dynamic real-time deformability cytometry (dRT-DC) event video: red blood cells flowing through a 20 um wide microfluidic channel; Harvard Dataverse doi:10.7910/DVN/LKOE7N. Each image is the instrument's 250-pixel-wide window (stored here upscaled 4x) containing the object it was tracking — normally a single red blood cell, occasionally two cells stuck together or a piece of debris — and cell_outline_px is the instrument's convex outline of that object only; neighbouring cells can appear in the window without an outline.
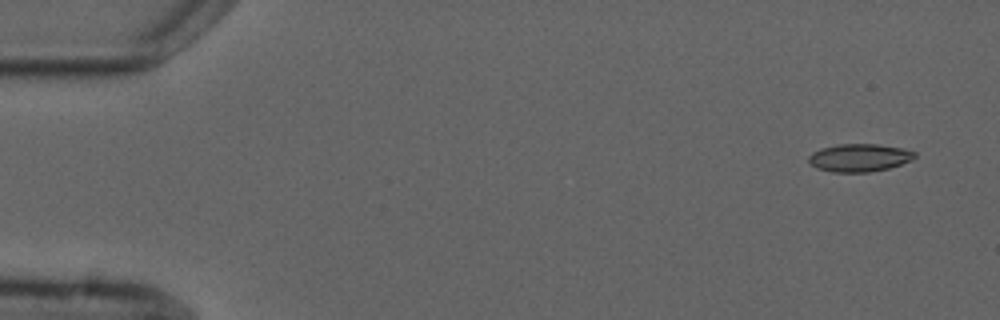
{"species": "common noctule bat (a hibernating species)", "species_latin": "Nyctalus noctula", "temperature_condition": "cold", "stored_images_in_passage": 4, "camera_frame_rate_fps": 3000, "um_per_image_px": 0.085, "animal": {"sex": "male", "forearm_length_mm": 52.5}, "frame": {"image": 1, "passage_image": 1, "time_ms": 0.0, "image_size_px": [1000, 320], "cell_outline_px": [[916, 156], [912, 160], [888, 168], [868, 172], [832, 172], [816, 168], [808, 160], [808, 156], [812, 152], [820, 148], [836, 144], [876, 144], [900, 148], [916, 152]], "centroid_in_image_um": [73.01, 13.4], "position_along_channel_um": 12.0, "area_um2": 17.17}}
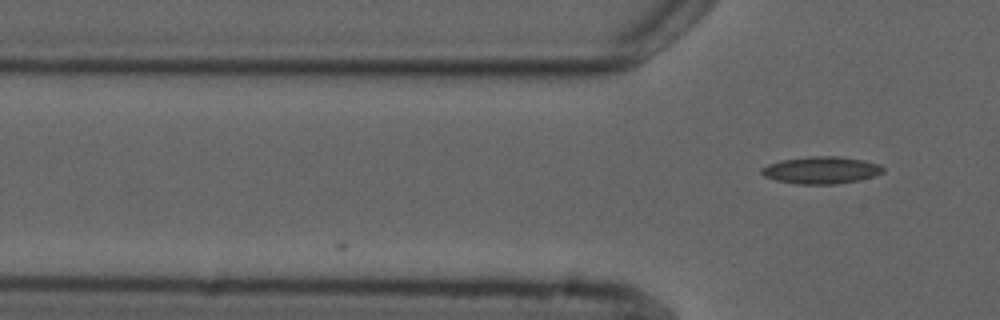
{"frame": {"image": 2, "passage_image": 4, "time_ms": 4.333, "image_size_px": [1000, 320], "cell_outline_px": [[884, 172], [872, 176], [856, 180], [836, 184], [796, 184], [776, 180], [764, 176], [760, 172], [760, 168], [768, 164], [780, 160], [808, 156], [836, 156], [864, 160], [880, 164], [884, 168]], "centroid_in_image_um": [69.76, 14.45], "position_along_channel_um": 56.0, "area_um2": 19.25}}